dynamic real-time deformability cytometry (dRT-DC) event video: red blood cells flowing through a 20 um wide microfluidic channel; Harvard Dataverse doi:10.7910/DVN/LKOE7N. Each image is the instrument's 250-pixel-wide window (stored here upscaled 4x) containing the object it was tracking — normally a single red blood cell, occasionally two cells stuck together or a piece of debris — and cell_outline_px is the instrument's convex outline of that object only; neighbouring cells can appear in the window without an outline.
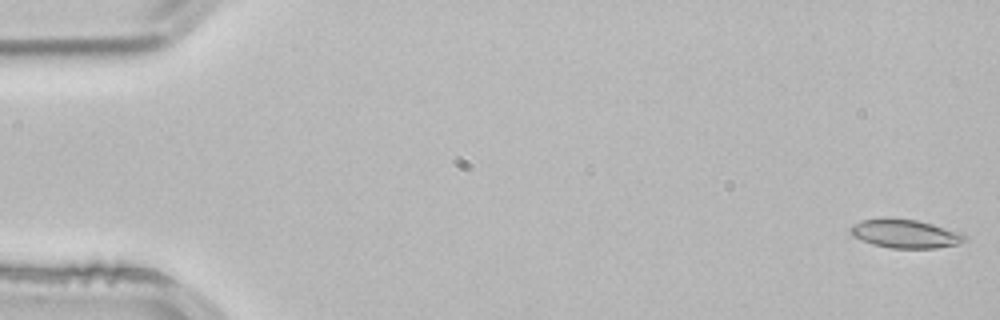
{"species": "common noctule bat (a hibernating species)", "species_latin": "Nyctalus noctula", "temperature_condition": "room temperature", "stored_images_in_passage": 4, "camera_frame_rate_fps": 3000, "um_per_image_px": 0.085, "animal": {"sex": "male", "body_mass_g": 21.5, "forearm_length_mm": 52.0}, "frame": {"image": 1, "passage_image": 1, "time_ms": 0.0, "image_size_px": [1000, 320], "cell_outline_px": [[968, 240], [956, 244], [936, 248], [892, 248], [872, 244], [852, 236], [848, 232], [848, 228], [852, 224], [864, 220], [884, 216], [916, 220], [964, 232], [968, 236]], "centroid_in_image_um": [76.94, 19.84], "position_along_channel_um": 8.1, "area_um2": 19.54}}
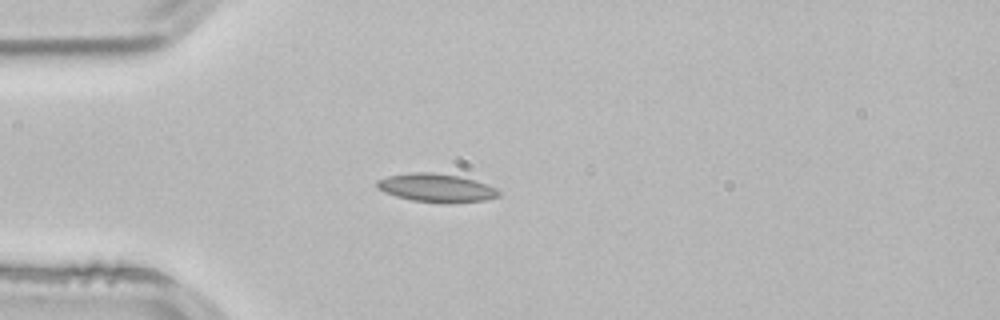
{"frame": {"image": 2, "passage_image": 4, "time_ms": 1.0, "image_size_px": [1000, 320], "cell_outline_px": [[500, 196], [484, 200], [412, 200], [396, 196], [384, 192], [376, 188], [376, 180], [388, 176], [412, 172], [432, 172], [456, 176], [472, 180], [496, 188], [500, 192]], "centroid_in_image_um": [36.99, 15.92], "position_along_channel_um": 48.0, "area_um2": 19.02}}